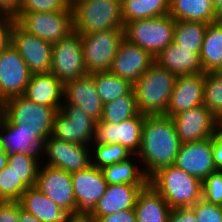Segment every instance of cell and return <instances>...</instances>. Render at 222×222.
Listing matches in <instances>:
<instances>
[{"instance_id": "6da1fadb", "label": "cell", "mask_w": 222, "mask_h": 222, "mask_svg": "<svg viewBox=\"0 0 222 222\" xmlns=\"http://www.w3.org/2000/svg\"><path fill=\"white\" fill-rule=\"evenodd\" d=\"M180 145L171 117L146 116L137 153L146 177L149 179L159 169L174 165Z\"/></svg>"}, {"instance_id": "7a4b0ae2", "label": "cell", "mask_w": 222, "mask_h": 222, "mask_svg": "<svg viewBox=\"0 0 222 222\" xmlns=\"http://www.w3.org/2000/svg\"><path fill=\"white\" fill-rule=\"evenodd\" d=\"M177 76L154 62L133 84L137 106L142 115H165Z\"/></svg>"}, {"instance_id": "3957f363", "label": "cell", "mask_w": 222, "mask_h": 222, "mask_svg": "<svg viewBox=\"0 0 222 222\" xmlns=\"http://www.w3.org/2000/svg\"><path fill=\"white\" fill-rule=\"evenodd\" d=\"M148 183L171 209L192 207L202 199V181L175 165L159 169L148 179Z\"/></svg>"}, {"instance_id": "277c9868", "label": "cell", "mask_w": 222, "mask_h": 222, "mask_svg": "<svg viewBox=\"0 0 222 222\" xmlns=\"http://www.w3.org/2000/svg\"><path fill=\"white\" fill-rule=\"evenodd\" d=\"M71 8L73 30L80 34L124 29L121 0H76Z\"/></svg>"}, {"instance_id": "5b68a950", "label": "cell", "mask_w": 222, "mask_h": 222, "mask_svg": "<svg viewBox=\"0 0 222 222\" xmlns=\"http://www.w3.org/2000/svg\"><path fill=\"white\" fill-rule=\"evenodd\" d=\"M56 113L54 108L36 104L23 95L4 102V117L17 125V130L33 132L43 141L52 133Z\"/></svg>"}, {"instance_id": "8992f818", "label": "cell", "mask_w": 222, "mask_h": 222, "mask_svg": "<svg viewBox=\"0 0 222 222\" xmlns=\"http://www.w3.org/2000/svg\"><path fill=\"white\" fill-rule=\"evenodd\" d=\"M175 20L169 15L138 19L124 25V39L147 50L155 58L173 42Z\"/></svg>"}, {"instance_id": "52a82bcc", "label": "cell", "mask_w": 222, "mask_h": 222, "mask_svg": "<svg viewBox=\"0 0 222 222\" xmlns=\"http://www.w3.org/2000/svg\"><path fill=\"white\" fill-rule=\"evenodd\" d=\"M124 40V29L81 34L84 64L88 73L109 71L117 49Z\"/></svg>"}, {"instance_id": "ba28073f", "label": "cell", "mask_w": 222, "mask_h": 222, "mask_svg": "<svg viewBox=\"0 0 222 222\" xmlns=\"http://www.w3.org/2000/svg\"><path fill=\"white\" fill-rule=\"evenodd\" d=\"M13 16L27 33L52 44L73 31L72 11L15 12Z\"/></svg>"}, {"instance_id": "9c48e42d", "label": "cell", "mask_w": 222, "mask_h": 222, "mask_svg": "<svg viewBox=\"0 0 222 222\" xmlns=\"http://www.w3.org/2000/svg\"><path fill=\"white\" fill-rule=\"evenodd\" d=\"M96 123L80 107L62 104L54 117L51 136L65 142L91 146Z\"/></svg>"}, {"instance_id": "30bf717a", "label": "cell", "mask_w": 222, "mask_h": 222, "mask_svg": "<svg viewBox=\"0 0 222 222\" xmlns=\"http://www.w3.org/2000/svg\"><path fill=\"white\" fill-rule=\"evenodd\" d=\"M51 73L63 84L88 74L80 33L73 30L62 40L53 43Z\"/></svg>"}, {"instance_id": "8fae6325", "label": "cell", "mask_w": 222, "mask_h": 222, "mask_svg": "<svg viewBox=\"0 0 222 222\" xmlns=\"http://www.w3.org/2000/svg\"><path fill=\"white\" fill-rule=\"evenodd\" d=\"M44 158L46 162L42 164L69 173L85 170L92 165L90 146L65 142L51 135L44 141L41 160Z\"/></svg>"}, {"instance_id": "7c38bea8", "label": "cell", "mask_w": 222, "mask_h": 222, "mask_svg": "<svg viewBox=\"0 0 222 222\" xmlns=\"http://www.w3.org/2000/svg\"><path fill=\"white\" fill-rule=\"evenodd\" d=\"M181 144L214 137L222 123L203 104L171 117Z\"/></svg>"}, {"instance_id": "4fadbf2b", "label": "cell", "mask_w": 222, "mask_h": 222, "mask_svg": "<svg viewBox=\"0 0 222 222\" xmlns=\"http://www.w3.org/2000/svg\"><path fill=\"white\" fill-rule=\"evenodd\" d=\"M145 117V115L139 113L135 117L118 124L103 122L102 120L97 121L91 144H120L133 155H137L141 146Z\"/></svg>"}, {"instance_id": "5bb4252c", "label": "cell", "mask_w": 222, "mask_h": 222, "mask_svg": "<svg viewBox=\"0 0 222 222\" xmlns=\"http://www.w3.org/2000/svg\"><path fill=\"white\" fill-rule=\"evenodd\" d=\"M73 192L76 200L75 215L89 217L95 210L96 203L104 195L108 183L100 168H89L71 173Z\"/></svg>"}, {"instance_id": "9a60e30c", "label": "cell", "mask_w": 222, "mask_h": 222, "mask_svg": "<svg viewBox=\"0 0 222 222\" xmlns=\"http://www.w3.org/2000/svg\"><path fill=\"white\" fill-rule=\"evenodd\" d=\"M30 77L26 62L12 44L0 52L1 101L23 95Z\"/></svg>"}, {"instance_id": "2e32d148", "label": "cell", "mask_w": 222, "mask_h": 222, "mask_svg": "<svg viewBox=\"0 0 222 222\" xmlns=\"http://www.w3.org/2000/svg\"><path fill=\"white\" fill-rule=\"evenodd\" d=\"M12 45L26 62L31 74L51 72L53 48L51 42L27 33L16 23L12 30Z\"/></svg>"}, {"instance_id": "e0dca14e", "label": "cell", "mask_w": 222, "mask_h": 222, "mask_svg": "<svg viewBox=\"0 0 222 222\" xmlns=\"http://www.w3.org/2000/svg\"><path fill=\"white\" fill-rule=\"evenodd\" d=\"M34 187L59 207L75 212L76 200L71 173L41 163Z\"/></svg>"}, {"instance_id": "ac0fdd59", "label": "cell", "mask_w": 222, "mask_h": 222, "mask_svg": "<svg viewBox=\"0 0 222 222\" xmlns=\"http://www.w3.org/2000/svg\"><path fill=\"white\" fill-rule=\"evenodd\" d=\"M174 165L203 181L217 170L213 162V137L181 144Z\"/></svg>"}, {"instance_id": "d6986e66", "label": "cell", "mask_w": 222, "mask_h": 222, "mask_svg": "<svg viewBox=\"0 0 222 222\" xmlns=\"http://www.w3.org/2000/svg\"><path fill=\"white\" fill-rule=\"evenodd\" d=\"M155 62V58L138 45L122 41L109 72L134 84Z\"/></svg>"}, {"instance_id": "ffe728a7", "label": "cell", "mask_w": 222, "mask_h": 222, "mask_svg": "<svg viewBox=\"0 0 222 222\" xmlns=\"http://www.w3.org/2000/svg\"><path fill=\"white\" fill-rule=\"evenodd\" d=\"M63 104L80 107L95 121L103 116V106L94 83L92 73L64 83Z\"/></svg>"}, {"instance_id": "44dd1931", "label": "cell", "mask_w": 222, "mask_h": 222, "mask_svg": "<svg viewBox=\"0 0 222 222\" xmlns=\"http://www.w3.org/2000/svg\"><path fill=\"white\" fill-rule=\"evenodd\" d=\"M204 82V72L177 76L165 115L173 117L183 111L203 105Z\"/></svg>"}, {"instance_id": "7402d4cb", "label": "cell", "mask_w": 222, "mask_h": 222, "mask_svg": "<svg viewBox=\"0 0 222 222\" xmlns=\"http://www.w3.org/2000/svg\"><path fill=\"white\" fill-rule=\"evenodd\" d=\"M18 202L41 222H71L76 217L72 209L59 207L35 187L27 188Z\"/></svg>"}, {"instance_id": "603a6c76", "label": "cell", "mask_w": 222, "mask_h": 222, "mask_svg": "<svg viewBox=\"0 0 222 222\" xmlns=\"http://www.w3.org/2000/svg\"><path fill=\"white\" fill-rule=\"evenodd\" d=\"M145 185H109L104 195L96 203L94 212L89 216L97 222L102 216L134 209L136 200Z\"/></svg>"}, {"instance_id": "cb8c5ba5", "label": "cell", "mask_w": 222, "mask_h": 222, "mask_svg": "<svg viewBox=\"0 0 222 222\" xmlns=\"http://www.w3.org/2000/svg\"><path fill=\"white\" fill-rule=\"evenodd\" d=\"M64 84L51 72L31 74L23 96L36 104L61 109Z\"/></svg>"}, {"instance_id": "d4e9b609", "label": "cell", "mask_w": 222, "mask_h": 222, "mask_svg": "<svg viewBox=\"0 0 222 222\" xmlns=\"http://www.w3.org/2000/svg\"><path fill=\"white\" fill-rule=\"evenodd\" d=\"M44 141L33 132L17 130L5 117L0 126V148L7 156L13 154L41 155Z\"/></svg>"}, {"instance_id": "484cf974", "label": "cell", "mask_w": 222, "mask_h": 222, "mask_svg": "<svg viewBox=\"0 0 222 222\" xmlns=\"http://www.w3.org/2000/svg\"><path fill=\"white\" fill-rule=\"evenodd\" d=\"M199 53L172 42L155 57V62L175 76L199 74L203 72Z\"/></svg>"}, {"instance_id": "4316f807", "label": "cell", "mask_w": 222, "mask_h": 222, "mask_svg": "<svg viewBox=\"0 0 222 222\" xmlns=\"http://www.w3.org/2000/svg\"><path fill=\"white\" fill-rule=\"evenodd\" d=\"M136 222H169L171 207L147 183L140 191L134 207Z\"/></svg>"}, {"instance_id": "83f0119b", "label": "cell", "mask_w": 222, "mask_h": 222, "mask_svg": "<svg viewBox=\"0 0 222 222\" xmlns=\"http://www.w3.org/2000/svg\"><path fill=\"white\" fill-rule=\"evenodd\" d=\"M169 15L175 21L216 22L214 4L210 0H170Z\"/></svg>"}, {"instance_id": "f1b7e54d", "label": "cell", "mask_w": 222, "mask_h": 222, "mask_svg": "<svg viewBox=\"0 0 222 222\" xmlns=\"http://www.w3.org/2000/svg\"><path fill=\"white\" fill-rule=\"evenodd\" d=\"M138 162L140 163L137 155H132L125 161L101 168V171L105 181L109 185H146L148 183V178Z\"/></svg>"}, {"instance_id": "f546056e", "label": "cell", "mask_w": 222, "mask_h": 222, "mask_svg": "<svg viewBox=\"0 0 222 222\" xmlns=\"http://www.w3.org/2000/svg\"><path fill=\"white\" fill-rule=\"evenodd\" d=\"M199 54L204 73L222 69V22L208 24Z\"/></svg>"}, {"instance_id": "4dcf8cb0", "label": "cell", "mask_w": 222, "mask_h": 222, "mask_svg": "<svg viewBox=\"0 0 222 222\" xmlns=\"http://www.w3.org/2000/svg\"><path fill=\"white\" fill-rule=\"evenodd\" d=\"M124 25L138 19L169 14L170 0H121Z\"/></svg>"}, {"instance_id": "1f68e13d", "label": "cell", "mask_w": 222, "mask_h": 222, "mask_svg": "<svg viewBox=\"0 0 222 222\" xmlns=\"http://www.w3.org/2000/svg\"><path fill=\"white\" fill-rule=\"evenodd\" d=\"M97 94L102 103L114 101L120 96L130 94L133 91V84L109 71L92 73Z\"/></svg>"}, {"instance_id": "d6a6232c", "label": "cell", "mask_w": 222, "mask_h": 222, "mask_svg": "<svg viewBox=\"0 0 222 222\" xmlns=\"http://www.w3.org/2000/svg\"><path fill=\"white\" fill-rule=\"evenodd\" d=\"M208 24L194 21H175L173 43L181 48L200 52Z\"/></svg>"}, {"instance_id": "836d02e7", "label": "cell", "mask_w": 222, "mask_h": 222, "mask_svg": "<svg viewBox=\"0 0 222 222\" xmlns=\"http://www.w3.org/2000/svg\"><path fill=\"white\" fill-rule=\"evenodd\" d=\"M140 113L137 101L135 99V93L132 91L130 94H126L116 98L114 101L105 103L103 106L102 121L112 124H118L122 121L135 117Z\"/></svg>"}, {"instance_id": "e575fe53", "label": "cell", "mask_w": 222, "mask_h": 222, "mask_svg": "<svg viewBox=\"0 0 222 222\" xmlns=\"http://www.w3.org/2000/svg\"><path fill=\"white\" fill-rule=\"evenodd\" d=\"M41 155L13 154L8 156V167L28 188L34 187L41 165Z\"/></svg>"}, {"instance_id": "d590c367", "label": "cell", "mask_w": 222, "mask_h": 222, "mask_svg": "<svg viewBox=\"0 0 222 222\" xmlns=\"http://www.w3.org/2000/svg\"><path fill=\"white\" fill-rule=\"evenodd\" d=\"M92 165L103 168L130 158L133 154L120 144L91 145Z\"/></svg>"}, {"instance_id": "8d00e7d4", "label": "cell", "mask_w": 222, "mask_h": 222, "mask_svg": "<svg viewBox=\"0 0 222 222\" xmlns=\"http://www.w3.org/2000/svg\"><path fill=\"white\" fill-rule=\"evenodd\" d=\"M204 105L222 123V74L220 72L205 73Z\"/></svg>"}, {"instance_id": "74e56055", "label": "cell", "mask_w": 222, "mask_h": 222, "mask_svg": "<svg viewBox=\"0 0 222 222\" xmlns=\"http://www.w3.org/2000/svg\"><path fill=\"white\" fill-rule=\"evenodd\" d=\"M27 188L8 165L0 170V201H18Z\"/></svg>"}, {"instance_id": "f35d334b", "label": "cell", "mask_w": 222, "mask_h": 222, "mask_svg": "<svg viewBox=\"0 0 222 222\" xmlns=\"http://www.w3.org/2000/svg\"><path fill=\"white\" fill-rule=\"evenodd\" d=\"M72 11L70 0H20L16 12Z\"/></svg>"}, {"instance_id": "ab89813d", "label": "cell", "mask_w": 222, "mask_h": 222, "mask_svg": "<svg viewBox=\"0 0 222 222\" xmlns=\"http://www.w3.org/2000/svg\"><path fill=\"white\" fill-rule=\"evenodd\" d=\"M202 199L208 203L222 206V170L211 172L202 181Z\"/></svg>"}, {"instance_id": "60d3db41", "label": "cell", "mask_w": 222, "mask_h": 222, "mask_svg": "<svg viewBox=\"0 0 222 222\" xmlns=\"http://www.w3.org/2000/svg\"><path fill=\"white\" fill-rule=\"evenodd\" d=\"M197 222H222V206L200 199L191 207Z\"/></svg>"}, {"instance_id": "b9f144b4", "label": "cell", "mask_w": 222, "mask_h": 222, "mask_svg": "<svg viewBox=\"0 0 222 222\" xmlns=\"http://www.w3.org/2000/svg\"><path fill=\"white\" fill-rule=\"evenodd\" d=\"M16 20L11 13L0 15V52L12 44V30Z\"/></svg>"}, {"instance_id": "7bdbcfd3", "label": "cell", "mask_w": 222, "mask_h": 222, "mask_svg": "<svg viewBox=\"0 0 222 222\" xmlns=\"http://www.w3.org/2000/svg\"><path fill=\"white\" fill-rule=\"evenodd\" d=\"M0 222H19L18 201H0Z\"/></svg>"}, {"instance_id": "ee69618b", "label": "cell", "mask_w": 222, "mask_h": 222, "mask_svg": "<svg viewBox=\"0 0 222 222\" xmlns=\"http://www.w3.org/2000/svg\"><path fill=\"white\" fill-rule=\"evenodd\" d=\"M169 222H197L191 207L171 209Z\"/></svg>"}, {"instance_id": "f6af8a7d", "label": "cell", "mask_w": 222, "mask_h": 222, "mask_svg": "<svg viewBox=\"0 0 222 222\" xmlns=\"http://www.w3.org/2000/svg\"><path fill=\"white\" fill-rule=\"evenodd\" d=\"M97 222H136L135 210H125L102 216Z\"/></svg>"}, {"instance_id": "bcb514c9", "label": "cell", "mask_w": 222, "mask_h": 222, "mask_svg": "<svg viewBox=\"0 0 222 222\" xmlns=\"http://www.w3.org/2000/svg\"><path fill=\"white\" fill-rule=\"evenodd\" d=\"M213 162L216 169L222 170V126L213 137Z\"/></svg>"}, {"instance_id": "7dc6e473", "label": "cell", "mask_w": 222, "mask_h": 222, "mask_svg": "<svg viewBox=\"0 0 222 222\" xmlns=\"http://www.w3.org/2000/svg\"><path fill=\"white\" fill-rule=\"evenodd\" d=\"M20 4V0H0V10L3 13L14 14Z\"/></svg>"}, {"instance_id": "c3c4849f", "label": "cell", "mask_w": 222, "mask_h": 222, "mask_svg": "<svg viewBox=\"0 0 222 222\" xmlns=\"http://www.w3.org/2000/svg\"><path fill=\"white\" fill-rule=\"evenodd\" d=\"M19 222H41L32 214L24 211L19 204Z\"/></svg>"}, {"instance_id": "681fc988", "label": "cell", "mask_w": 222, "mask_h": 222, "mask_svg": "<svg viewBox=\"0 0 222 222\" xmlns=\"http://www.w3.org/2000/svg\"><path fill=\"white\" fill-rule=\"evenodd\" d=\"M214 11L216 16V22H222V0H218L214 4Z\"/></svg>"}, {"instance_id": "f907efd6", "label": "cell", "mask_w": 222, "mask_h": 222, "mask_svg": "<svg viewBox=\"0 0 222 222\" xmlns=\"http://www.w3.org/2000/svg\"><path fill=\"white\" fill-rule=\"evenodd\" d=\"M8 156L6 153L0 148V170L3 169L7 165Z\"/></svg>"}, {"instance_id": "816d5d0a", "label": "cell", "mask_w": 222, "mask_h": 222, "mask_svg": "<svg viewBox=\"0 0 222 222\" xmlns=\"http://www.w3.org/2000/svg\"><path fill=\"white\" fill-rule=\"evenodd\" d=\"M71 222H93L89 217L76 216Z\"/></svg>"}, {"instance_id": "f5cc1de1", "label": "cell", "mask_w": 222, "mask_h": 222, "mask_svg": "<svg viewBox=\"0 0 222 222\" xmlns=\"http://www.w3.org/2000/svg\"><path fill=\"white\" fill-rule=\"evenodd\" d=\"M4 118V102L0 100V126Z\"/></svg>"}, {"instance_id": "db71d44e", "label": "cell", "mask_w": 222, "mask_h": 222, "mask_svg": "<svg viewBox=\"0 0 222 222\" xmlns=\"http://www.w3.org/2000/svg\"><path fill=\"white\" fill-rule=\"evenodd\" d=\"M213 4H215L218 0H210Z\"/></svg>"}]
</instances>
